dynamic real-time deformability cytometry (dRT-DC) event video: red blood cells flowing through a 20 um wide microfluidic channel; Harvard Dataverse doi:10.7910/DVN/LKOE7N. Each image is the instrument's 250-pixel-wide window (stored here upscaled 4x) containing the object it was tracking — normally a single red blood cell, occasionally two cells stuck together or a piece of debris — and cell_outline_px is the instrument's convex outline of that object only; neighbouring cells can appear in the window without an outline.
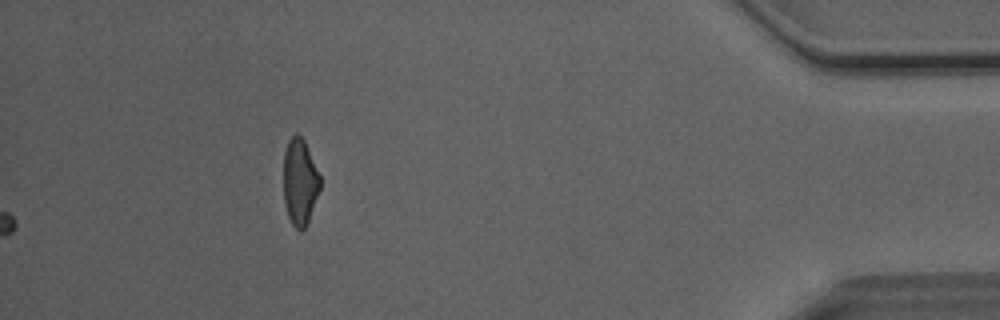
{"species": "Egyptian fruit bat (a non-hibernating species)", "species_latin": "Rousettus aegyptiacus", "temperature_condition": "room temperature", "stored_images_in_passage": 32, "camera_frame_rate_fps": 3000, "um_per_image_px": 0.085, "animal": {"sex": "male"}, "frame": {"image": 1, "passage_image": 32, "time_ms": 10.333, "image_size_px": [1000, 320], "cell_outline_px": [[320, 188], [308, 220], [304, 228], [300, 232], [292, 224], [288, 216], [284, 204], [284, 152], [288, 140], [296, 132], [304, 140], [320, 176]], "centroid_in_image_um": [25.47, 15.45], "position_along_channel_um": 409.7, "area_um2": 18.21}, "authors_computed_cell_mechanics": {"area_um2": 19.6809, "velocity_mm_per_s": 4.0879, "shape_relaxation_time_tau1_ms": 10.7174, "shape_relaxation_time_tau2_ms": 2.7699, "deformation_change_tau1": 0.2549, "deformation_change_tau2": 0.1082}}